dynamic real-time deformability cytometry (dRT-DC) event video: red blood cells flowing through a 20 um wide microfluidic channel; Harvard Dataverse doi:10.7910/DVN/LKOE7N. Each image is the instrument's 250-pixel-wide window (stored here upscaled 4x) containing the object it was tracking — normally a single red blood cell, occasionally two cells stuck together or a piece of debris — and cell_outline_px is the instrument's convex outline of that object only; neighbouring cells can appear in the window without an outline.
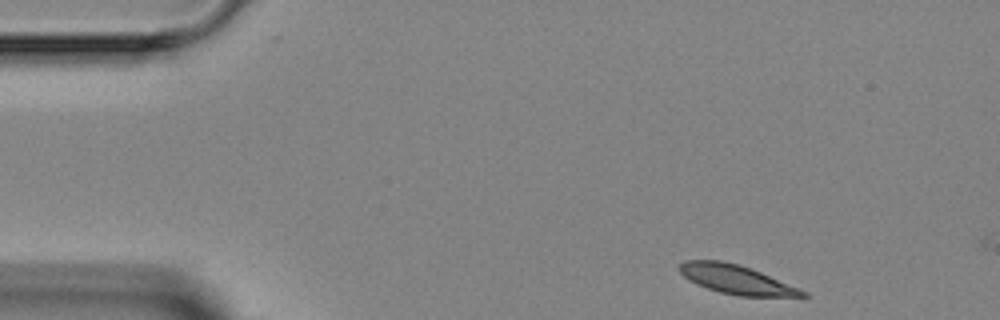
{"species": "Egyptian fruit bat (a non-hibernating species)", "species_latin": "Rousettus aegyptiacus", "temperature_condition": "room temperature", "stored_images_in_passage": 2, "camera_frame_rate_fps": 3000, "um_per_image_px": 0.085, "animal": {"sex": "female"}, "frame": {"image": 1, "passage_image": 1, "time_ms": 0.0, "image_size_px": [1000, 320], "cell_outline_px": [[808, 296], [736, 296], [720, 292], [696, 284], [688, 280], [676, 268], [684, 260], [720, 260], [736, 264], [760, 272], [808, 292]], "centroid_in_image_um": [62.52, 23.75], "position_along_channel_um": 22.5, "area_um2": 20.52}}